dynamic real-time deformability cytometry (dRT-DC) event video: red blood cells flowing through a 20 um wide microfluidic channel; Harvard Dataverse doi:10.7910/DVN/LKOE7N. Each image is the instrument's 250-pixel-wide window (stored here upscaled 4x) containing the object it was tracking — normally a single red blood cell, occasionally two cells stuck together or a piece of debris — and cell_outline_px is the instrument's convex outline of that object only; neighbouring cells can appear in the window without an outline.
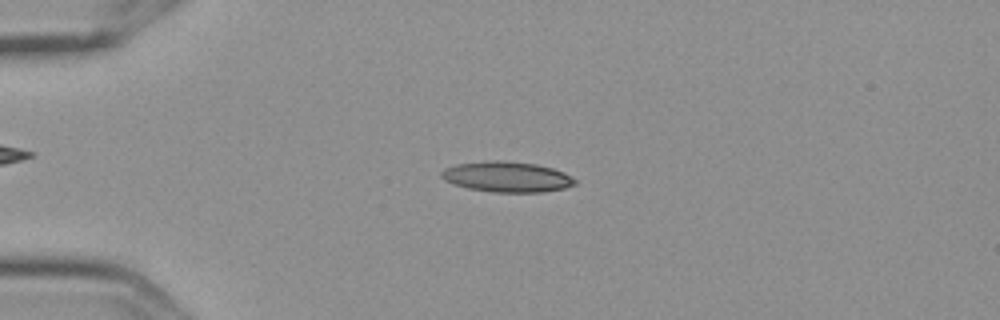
{"species": "Egyptian fruit bat (a non-hibernating species)", "species_latin": "Rousettus aegyptiacus", "temperature_condition": "cold", "stored_images_in_passage": 3, "camera_frame_rate_fps": 3000, "um_per_image_px": 0.085, "frame": {"image": 1, "passage_image": 3, "time_ms": 0.667, "image_size_px": [1000, 320], "cell_outline_px": [[576, 184], [564, 188], [544, 192], [492, 192], [468, 188], [452, 184], [444, 180], [440, 176], [440, 172], [444, 168], [456, 164], [488, 160], [504, 160], [536, 164], [552, 168], [564, 172], [576, 180]], "centroid_in_image_um": [43.05, 15.02], "position_along_channel_um": 41.9, "area_um2": 23.93}}